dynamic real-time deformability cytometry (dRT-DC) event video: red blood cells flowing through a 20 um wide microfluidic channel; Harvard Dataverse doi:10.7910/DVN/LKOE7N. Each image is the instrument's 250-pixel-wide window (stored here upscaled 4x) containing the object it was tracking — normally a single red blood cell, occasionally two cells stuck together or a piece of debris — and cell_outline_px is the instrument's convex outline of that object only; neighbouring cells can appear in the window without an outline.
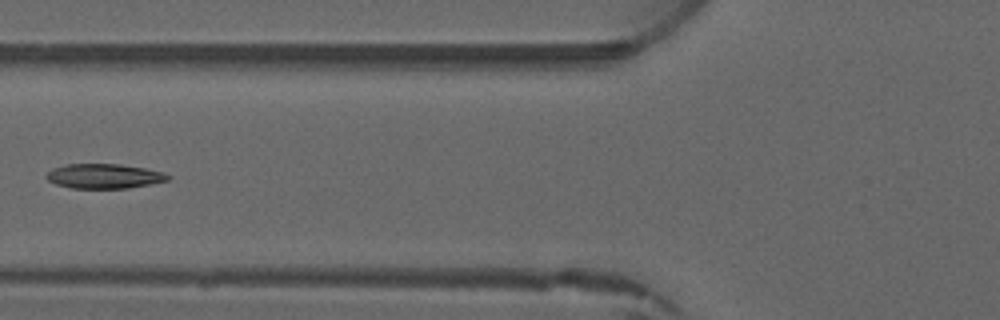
{"species": "common noctule bat (a hibernating species)", "species_latin": "Nyctalus noctula", "temperature_condition": "warm", "stored_images_in_passage": 4, "camera_frame_rate_fps": 3000, "um_per_image_px": 0.085, "animal": {"sex": "male", "forearm_length_mm": 52.5}, "frame": {"image": 1, "passage_image": 4, "time_ms": 4.333, "image_size_px": [1000, 320], "cell_outline_px": [[172, 176], [168, 180], [128, 188], [72, 188], [56, 184], [48, 180], [44, 176], [52, 168], [68, 164], [120, 164], [144, 168], [164, 172]], "centroid_in_image_um": [8.84, 14.97], "position_along_channel_um": 117.0, "area_um2": 17.4}}